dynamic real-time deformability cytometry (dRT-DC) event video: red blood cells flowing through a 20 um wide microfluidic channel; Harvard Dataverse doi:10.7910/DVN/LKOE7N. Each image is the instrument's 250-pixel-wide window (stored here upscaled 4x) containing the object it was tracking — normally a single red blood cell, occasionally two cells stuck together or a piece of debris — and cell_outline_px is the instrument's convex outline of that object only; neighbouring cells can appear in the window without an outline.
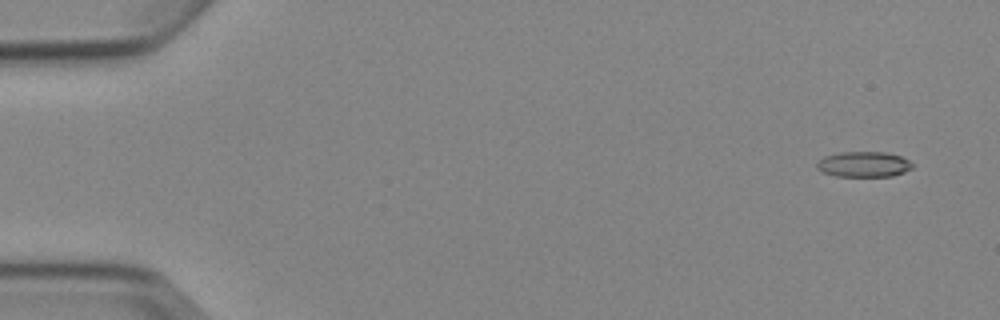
{"species": "Egyptian fruit bat (a non-hibernating species)", "species_latin": "Rousettus aegyptiacus", "temperature_condition": "cold", "stored_images_in_passage": 4, "camera_frame_rate_fps": 3000, "um_per_image_px": 0.085, "animal": {"sex": "female"}, "frame": {"image": 1, "passage_image": 1, "time_ms": 0.0, "image_size_px": [1000, 320], "cell_outline_px": [[912, 168], [904, 172], [892, 176], [836, 176], [824, 172], [816, 168], [816, 164], [824, 156], [840, 152], [884, 152], [900, 156], [908, 160], [912, 164]], "centroid_in_image_um": [73.41, 13.96], "position_along_channel_um": 11.6, "area_um2": 14.05}}
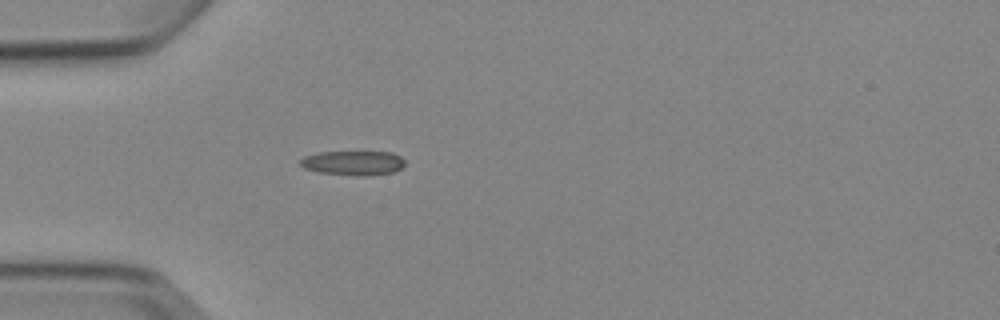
{"frame": {"image": 2, "passage_image": 4, "time_ms": 4.333, "image_size_px": [1000, 320], "cell_outline_px": [[404, 164], [400, 168], [392, 172], [316, 172], [304, 168], [300, 164], [300, 160], [304, 156], [320, 152], [392, 152], [400, 156], [404, 160]], "centroid_in_image_um": [29.96, 13.77], "position_along_channel_um": 55.0, "area_um2": 13.7}}